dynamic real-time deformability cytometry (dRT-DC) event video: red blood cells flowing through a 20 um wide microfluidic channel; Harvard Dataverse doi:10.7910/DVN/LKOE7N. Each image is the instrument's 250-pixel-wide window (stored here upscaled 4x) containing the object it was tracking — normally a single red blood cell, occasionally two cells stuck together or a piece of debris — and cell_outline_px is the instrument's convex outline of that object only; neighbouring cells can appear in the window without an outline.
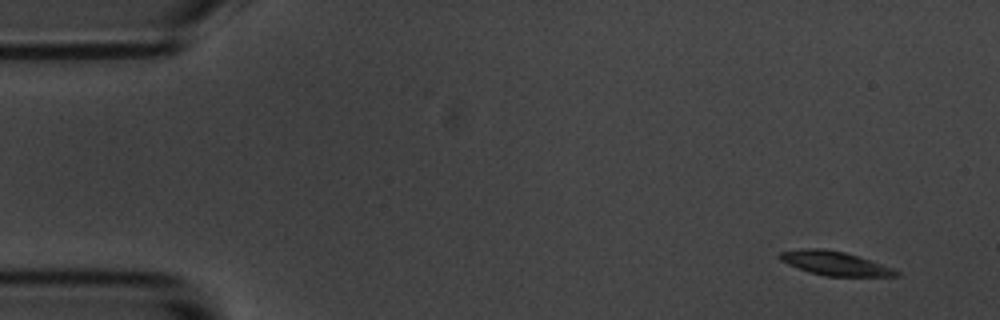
{"species": "common noctule bat (a hibernating species)", "species_latin": "Nyctalus noctula", "temperature_condition": "room temperature", "stored_images_in_passage": 5, "camera_frame_rate_fps": 3000, "um_per_image_px": 0.085, "animal": {"sex": "male", "body_mass_g": 20.1, "forearm_length_mm": 53.5}, "frame": {"image": 1, "passage_image": 1, "time_ms": 0.0, "image_size_px": [1000, 320], "cell_outline_px": [[900, 276], [824, 276], [808, 272], [788, 264], [780, 260], [776, 256], [780, 252], [800, 248], [820, 248], [844, 252], [892, 268], [900, 272]], "centroid_in_image_um": [70.88, 22.38], "position_along_channel_um": 14.1, "area_um2": 16.13}}
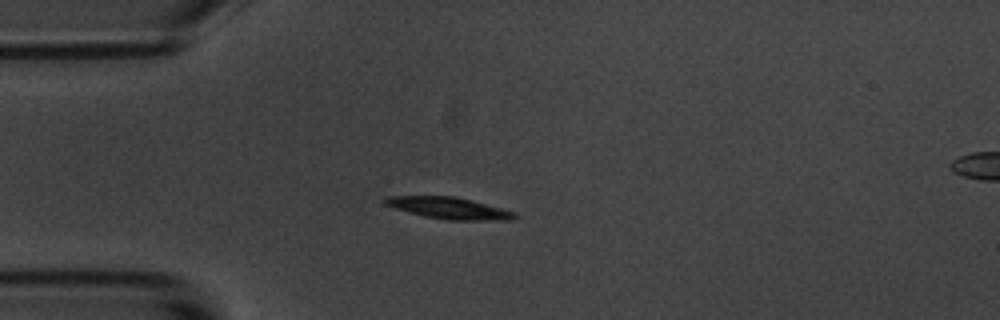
{"frame": {"image": 2, "passage_image": 4, "time_ms": 3.667, "image_size_px": [1000, 320], "cell_outline_px": [[516, 216], [512, 220], [444, 220], [424, 216], [396, 208], [384, 204], [384, 200], [388, 196], [456, 196], [472, 200], [516, 212]], "centroid_in_image_um": [38.2, 17.69], "position_along_channel_um": 46.8, "area_um2": 16.24}}